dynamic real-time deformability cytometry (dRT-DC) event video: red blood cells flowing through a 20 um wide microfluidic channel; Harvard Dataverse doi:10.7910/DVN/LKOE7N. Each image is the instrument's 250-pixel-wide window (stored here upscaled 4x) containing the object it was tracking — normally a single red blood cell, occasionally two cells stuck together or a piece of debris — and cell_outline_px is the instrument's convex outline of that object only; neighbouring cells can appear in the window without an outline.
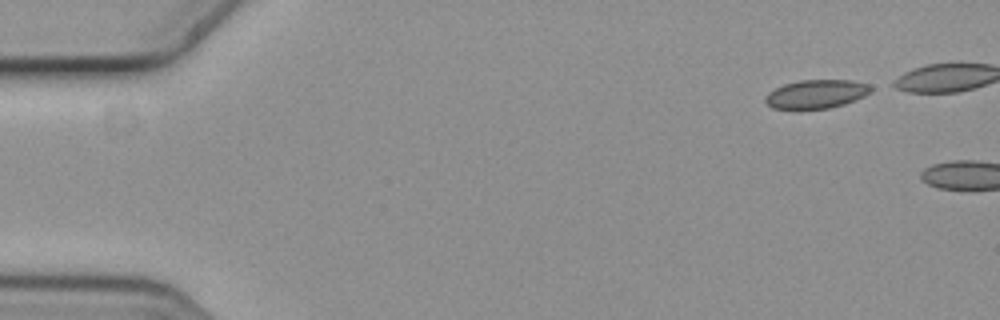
{"species": "common noctule bat (a hibernating species)", "species_latin": "Nyctalus noctula", "temperature_condition": "cold", "stored_images_in_passage": 2, "camera_frame_rate_fps": 3000, "um_per_image_px": 0.085, "animal": {"sex": "female", "body_mass_g": 19.3, "forearm_length_mm": 54.1}, "frame": {"image": 1, "passage_image": 1, "time_ms": 0.0, "image_size_px": [1000, 320], "cell_outline_px": [[880, 88], [856, 100], [844, 104], [828, 108], [772, 108], [764, 100], [764, 96], [768, 92], [784, 84], [800, 80], [852, 80], [868, 84]], "centroid_in_image_um": [69.46, 7.97], "position_along_channel_um": 15.5, "area_um2": 17.74}}